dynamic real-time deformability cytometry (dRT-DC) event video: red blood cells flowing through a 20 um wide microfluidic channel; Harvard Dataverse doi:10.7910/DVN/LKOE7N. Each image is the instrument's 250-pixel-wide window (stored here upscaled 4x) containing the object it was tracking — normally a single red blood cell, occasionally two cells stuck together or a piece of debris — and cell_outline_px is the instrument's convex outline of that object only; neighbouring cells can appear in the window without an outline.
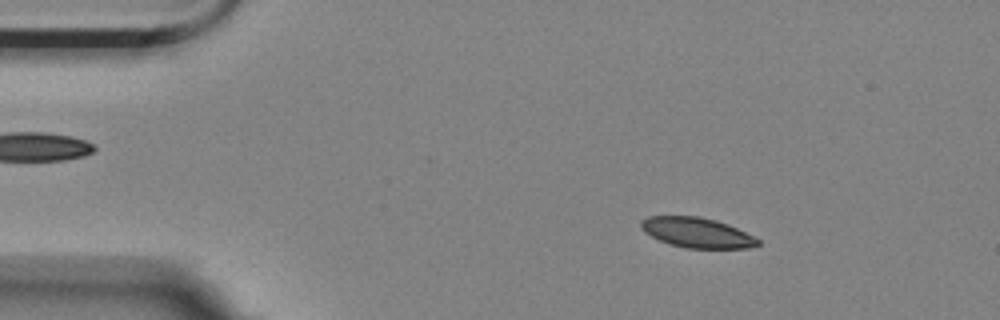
{"species": "Egyptian fruit bat (a non-hibernating species)", "species_latin": "Rousettus aegyptiacus", "temperature_condition": "room temperature", "stored_images_in_passage": 3, "camera_frame_rate_fps": 3000, "um_per_image_px": 0.085, "animal": {"sex": "female"}, "frame": {"image": 1, "passage_image": 3, "time_ms": 0.667, "image_size_px": [1000, 320], "cell_outline_px": [[760, 244], [748, 248], [688, 248], [672, 244], [660, 240], [644, 232], [640, 228], [640, 220], [648, 216], [700, 216], [716, 220], [728, 224], [760, 240]], "centroid_in_image_um": [59.21, 19.76], "position_along_channel_um": 25.8, "area_um2": 20.35}}